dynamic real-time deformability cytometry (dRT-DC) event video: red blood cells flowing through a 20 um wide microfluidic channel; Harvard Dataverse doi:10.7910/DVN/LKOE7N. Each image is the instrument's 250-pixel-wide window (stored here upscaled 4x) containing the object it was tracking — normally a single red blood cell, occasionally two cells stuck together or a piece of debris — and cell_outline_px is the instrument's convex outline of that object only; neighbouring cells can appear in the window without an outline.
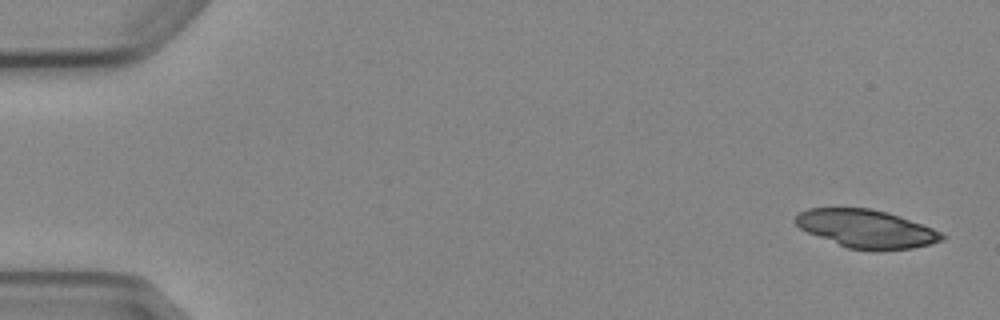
{"species": "Egyptian fruit bat (a non-hibernating species)", "species_latin": "Rousettus aegyptiacus", "temperature_condition": "cold", "stored_images_in_passage": 5, "camera_frame_rate_fps": 3000, "um_per_image_px": 0.085, "animal": {"sex": "female"}, "frame": {"image": 1, "passage_image": 1, "time_ms": 0.0, "image_size_px": [1000, 320], "cell_outline_px": [[944, 240], [912, 248], [848, 248], [808, 232], [800, 228], [792, 220], [800, 212], [808, 208], [868, 208], [900, 216], [932, 228], [940, 232], [944, 236]], "centroid_in_image_um": [73.59, 19.41], "position_along_channel_um": 11.4, "area_um2": 31.5}}